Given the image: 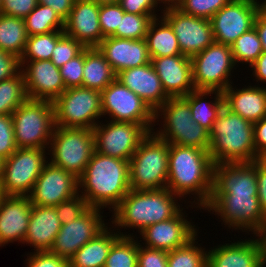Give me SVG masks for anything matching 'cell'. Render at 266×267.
Listing matches in <instances>:
<instances>
[{
    "mask_svg": "<svg viewBox=\"0 0 266 267\" xmlns=\"http://www.w3.org/2000/svg\"><path fill=\"white\" fill-rule=\"evenodd\" d=\"M26 256L25 267H69V260L50 251H33Z\"/></svg>",
    "mask_w": 266,
    "mask_h": 267,
    "instance_id": "48",
    "label": "cell"
},
{
    "mask_svg": "<svg viewBox=\"0 0 266 267\" xmlns=\"http://www.w3.org/2000/svg\"><path fill=\"white\" fill-rule=\"evenodd\" d=\"M250 68V72L252 71V74L250 75L251 79L253 77V80L256 81L254 84H258L257 86L262 85L261 87H264L263 83L266 84V51L261 53Z\"/></svg>",
    "mask_w": 266,
    "mask_h": 267,
    "instance_id": "56",
    "label": "cell"
},
{
    "mask_svg": "<svg viewBox=\"0 0 266 267\" xmlns=\"http://www.w3.org/2000/svg\"><path fill=\"white\" fill-rule=\"evenodd\" d=\"M207 97L213 100H206ZM183 98L190 105L193 120L210 131L218 114L224 107L223 93L219 90L195 89Z\"/></svg>",
    "mask_w": 266,
    "mask_h": 267,
    "instance_id": "31",
    "label": "cell"
},
{
    "mask_svg": "<svg viewBox=\"0 0 266 267\" xmlns=\"http://www.w3.org/2000/svg\"><path fill=\"white\" fill-rule=\"evenodd\" d=\"M195 89L223 92L232 83L235 63L229 45L213 42L202 52L191 57Z\"/></svg>",
    "mask_w": 266,
    "mask_h": 267,
    "instance_id": "12",
    "label": "cell"
},
{
    "mask_svg": "<svg viewBox=\"0 0 266 267\" xmlns=\"http://www.w3.org/2000/svg\"><path fill=\"white\" fill-rule=\"evenodd\" d=\"M20 66L28 99L54 102L66 90L51 60L20 61Z\"/></svg>",
    "mask_w": 266,
    "mask_h": 267,
    "instance_id": "21",
    "label": "cell"
},
{
    "mask_svg": "<svg viewBox=\"0 0 266 267\" xmlns=\"http://www.w3.org/2000/svg\"><path fill=\"white\" fill-rule=\"evenodd\" d=\"M254 27L258 32L263 51H266V4L261 8L255 19Z\"/></svg>",
    "mask_w": 266,
    "mask_h": 267,
    "instance_id": "57",
    "label": "cell"
},
{
    "mask_svg": "<svg viewBox=\"0 0 266 267\" xmlns=\"http://www.w3.org/2000/svg\"><path fill=\"white\" fill-rule=\"evenodd\" d=\"M31 210L29 196H1L0 247L14 242L24 243Z\"/></svg>",
    "mask_w": 266,
    "mask_h": 267,
    "instance_id": "24",
    "label": "cell"
},
{
    "mask_svg": "<svg viewBox=\"0 0 266 267\" xmlns=\"http://www.w3.org/2000/svg\"><path fill=\"white\" fill-rule=\"evenodd\" d=\"M28 36L47 34L64 30V21L49 6L38 4L24 18Z\"/></svg>",
    "mask_w": 266,
    "mask_h": 267,
    "instance_id": "36",
    "label": "cell"
},
{
    "mask_svg": "<svg viewBox=\"0 0 266 267\" xmlns=\"http://www.w3.org/2000/svg\"><path fill=\"white\" fill-rule=\"evenodd\" d=\"M183 201L167 188L131 189L112 211L109 223L121 236H137L146 227L175 217L183 209ZM130 228L133 232L136 229L135 235L121 232Z\"/></svg>",
    "mask_w": 266,
    "mask_h": 267,
    "instance_id": "2",
    "label": "cell"
},
{
    "mask_svg": "<svg viewBox=\"0 0 266 267\" xmlns=\"http://www.w3.org/2000/svg\"><path fill=\"white\" fill-rule=\"evenodd\" d=\"M211 194L257 195L256 160L215 164Z\"/></svg>",
    "mask_w": 266,
    "mask_h": 267,
    "instance_id": "22",
    "label": "cell"
},
{
    "mask_svg": "<svg viewBox=\"0 0 266 267\" xmlns=\"http://www.w3.org/2000/svg\"><path fill=\"white\" fill-rule=\"evenodd\" d=\"M27 99L21 70L14 77L0 82V115H11Z\"/></svg>",
    "mask_w": 266,
    "mask_h": 267,
    "instance_id": "37",
    "label": "cell"
},
{
    "mask_svg": "<svg viewBox=\"0 0 266 267\" xmlns=\"http://www.w3.org/2000/svg\"><path fill=\"white\" fill-rule=\"evenodd\" d=\"M170 143L153 131L141 141L129 160L130 189L158 190L166 188Z\"/></svg>",
    "mask_w": 266,
    "mask_h": 267,
    "instance_id": "6",
    "label": "cell"
},
{
    "mask_svg": "<svg viewBox=\"0 0 266 267\" xmlns=\"http://www.w3.org/2000/svg\"><path fill=\"white\" fill-rule=\"evenodd\" d=\"M64 31L28 36L26 47L20 61L50 60L57 41Z\"/></svg>",
    "mask_w": 266,
    "mask_h": 267,
    "instance_id": "40",
    "label": "cell"
},
{
    "mask_svg": "<svg viewBox=\"0 0 266 267\" xmlns=\"http://www.w3.org/2000/svg\"><path fill=\"white\" fill-rule=\"evenodd\" d=\"M38 4V0H3L0 14L24 19Z\"/></svg>",
    "mask_w": 266,
    "mask_h": 267,
    "instance_id": "50",
    "label": "cell"
},
{
    "mask_svg": "<svg viewBox=\"0 0 266 267\" xmlns=\"http://www.w3.org/2000/svg\"><path fill=\"white\" fill-rule=\"evenodd\" d=\"M224 106L231 112L255 123L266 117V85L260 87L244 85L234 86V82L223 92Z\"/></svg>",
    "mask_w": 266,
    "mask_h": 267,
    "instance_id": "28",
    "label": "cell"
},
{
    "mask_svg": "<svg viewBox=\"0 0 266 267\" xmlns=\"http://www.w3.org/2000/svg\"><path fill=\"white\" fill-rule=\"evenodd\" d=\"M48 148H18L3 160L0 190L6 196H29L44 166Z\"/></svg>",
    "mask_w": 266,
    "mask_h": 267,
    "instance_id": "10",
    "label": "cell"
},
{
    "mask_svg": "<svg viewBox=\"0 0 266 267\" xmlns=\"http://www.w3.org/2000/svg\"><path fill=\"white\" fill-rule=\"evenodd\" d=\"M202 210L215 213L227 231L232 228V232L240 230L245 235L262 236L266 230V215L257 195L211 194Z\"/></svg>",
    "mask_w": 266,
    "mask_h": 267,
    "instance_id": "7",
    "label": "cell"
},
{
    "mask_svg": "<svg viewBox=\"0 0 266 267\" xmlns=\"http://www.w3.org/2000/svg\"><path fill=\"white\" fill-rule=\"evenodd\" d=\"M86 47L75 38L64 34L56 43L52 51L51 61L58 68L62 67L70 59L78 56Z\"/></svg>",
    "mask_w": 266,
    "mask_h": 267,
    "instance_id": "44",
    "label": "cell"
},
{
    "mask_svg": "<svg viewBox=\"0 0 266 267\" xmlns=\"http://www.w3.org/2000/svg\"><path fill=\"white\" fill-rule=\"evenodd\" d=\"M161 16L170 24L183 55L192 57L214 42L211 21L183 13L180 9H169Z\"/></svg>",
    "mask_w": 266,
    "mask_h": 267,
    "instance_id": "18",
    "label": "cell"
},
{
    "mask_svg": "<svg viewBox=\"0 0 266 267\" xmlns=\"http://www.w3.org/2000/svg\"><path fill=\"white\" fill-rule=\"evenodd\" d=\"M209 154L213 164L254 162L260 157L254 147L253 123L225 106L209 131Z\"/></svg>",
    "mask_w": 266,
    "mask_h": 267,
    "instance_id": "4",
    "label": "cell"
},
{
    "mask_svg": "<svg viewBox=\"0 0 266 267\" xmlns=\"http://www.w3.org/2000/svg\"><path fill=\"white\" fill-rule=\"evenodd\" d=\"M2 1H3V0H0V10H1Z\"/></svg>",
    "mask_w": 266,
    "mask_h": 267,
    "instance_id": "62",
    "label": "cell"
},
{
    "mask_svg": "<svg viewBox=\"0 0 266 267\" xmlns=\"http://www.w3.org/2000/svg\"><path fill=\"white\" fill-rule=\"evenodd\" d=\"M20 70V59L0 49V82L14 77Z\"/></svg>",
    "mask_w": 266,
    "mask_h": 267,
    "instance_id": "52",
    "label": "cell"
},
{
    "mask_svg": "<svg viewBox=\"0 0 266 267\" xmlns=\"http://www.w3.org/2000/svg\"><path fill=\"white\" fill-rule=\"evenodd\" d=\"M213 167L208 150L170 144L166 188L201 211L211 196Z\"/></svg>",
    "mask_w": 266,
    "mask_h": 267,
    "instance_id": "1",
    "label": "cell"
},
{
    "mask_svg": "<svg viewBox=\"0 0 266 267\" xmlns=\"http://www.w3.org/2000/svg\"><path fill=\"white\" fill-rule=\"evenodd\" d=\"M61 225L70 223L82 216L90 206L85 198L78 193L72 198L60 202L54 206Z\"/></svg>",
    "mask_w": 266,
    "mask_h": 267,
    "instance_id": "45",
    "label": "cell"
},
{
    "mask_svg": "<svg viewBox=\"0 0 266 267\" xmlns=\"http://www.w3.org/2000/svg\"><path fill=\"white\" fill-rule=\"evenodd\" d=\"M120 236L109 224L69 259V267H104L113 243Z\"/></svg>",
    "mask_w": 266,
    "mask_h": 267,
    "instance_id": "30",
    "label": "cell"
},
{
    "mask_svg": "<svg viewBox=\"0 0 266 267\" xmlns=\"http://www.w3.org/2000/svg\"><path fill=\"white\" fill-rule=\"evenodd\" d=\"M199 233L185 245L167 252L168 267H207L208 250L198 244Z\"/></svg>",
    "mask_w": 266,
    "mask_h": 267,
    "instance_id": "35",
    "label": "cell"
},
{
    "mask_svg": "<svg viewBox=\"0 0 266 267\" xmlns=\"http://www.w3.org/2000/svg\"><path fill=\"white\" fill-rule=\"evenodd\" d=\"M38 3L49 6L65 21L73 9L75 0H38Z\"/></svg>",
    "mask_w": 266,
    "mask_h": 267,
    "instance_id": "55",
    "label": "cell"
},
{
    "mask_svg": "<svg viewBox=\"0 0 266 267\" xmlns=\"http://www.w3.org/2000/svg\"><path fill=\"white\" fill-rule=\"evenodd\" d=\"M2 167H3V160L0 158V181L2 176Z\"/></svg>",
    "mask_w": 266,
    "mask_h": 267,
    "instance_id": "60",
    "label": "cell"
},
{
    "mask_svg": "<svg viewBox=\"0 0 266 267\" xmlns=\"http://www.w3.org/2000/svg\"><path fill=\"white\" fill-rule=\"evenodd\" d=\"M266 0H231L210 19L214 41L232 45L254 27L255 19Z\"/></svg>",
    "mask_w": 266,
    "mask_h": 267,
    "instance_id": "15",
    "label": "cell"
},
{
    "mask_svg": "<svg viewBox=\"0 0 266 267\" xmlns=\"http://www.w3.org/2000/svg\"><path fill=\"white\" fill-rule=\"evenodd\" d=\"M262 237H263V240L265 242V255H266V230H265L264 234L262 235Z\"/></svg>",
    "mask_w": 266,
    "mask_h": 267,
    "instance_id": "61",
    "label": "cell"
},
{
    "mask_svg": "<svg viewBox=\"0 0 266 267\" xmlns=\"http://www.w3.org/2000/svg\"><path fill=\"white\" fill-rule=\"evenodd\" d=\"M116 79L139 96L154 112L169 99L152 63L124 69L117 73Z\"/></svg>",
    "mask_w": 266,
    "mask_h": 267,
    "instance_id": "27",
    "label": "cell"
},
{
    "mask_svg": "<svg viewBox=\"0 0 266 267\" xmlns=\"http://www.w3.org/2000/svg\"><path fill=\"white\" fill-rule=\"evenodd\" d=\"M182 2L183 0H156L157 5H160L159 8L161 7V13L165 10L179 8Z\"/></svg>",
    "mask_w": 266,
    "mask_h": 267,
    "instance_id": "58",
    "label": "cell"
},
{
    "mask_svg": "<svg viewBox=\"0 0 266 267\" xmlns=\"http://www.w3.org/2000/svg\"><path fill=\"white\" fill-rule=\"evenodd\" d=\"M137 236H120L112 245L104 267H137Z\"/></svg>",
    "mask_w": 266,
    "mask_h": 267,
    "instance_id": "39",
    "label": "cell"
},
{
    "mask_svg": "<svg viewBox=\"0 0 266 267\" xmlns=\"http://www.w3.org/2000/svg\"><path fill=\"white\" fill-rule=\"evenodd\" d=\"M60 228L61 223L54 206L32 205L23 244L32 247L31 250H34V252L50 251Z\"/></svg>",
    "mask_w": 266,
    "mask_h": 267,
    "instance_id": "29",
    "label": "cell"
},
{
    "mask_svg": "<svg viewBox=\"0 0 266 267\" xmlns=\"http://www.w3.org/2000/svg\"><path fill=\"white\" fill-rule=\"evenodd\" d=\"M103 117L115 122L154 125L155 112L139 96L115 79L101 92Z\"/></svg>",
    "mask_w": 266,
    "mask_h": 267,
    "instance_id": "14",
    "label": "cell"
},
{
    "mask_svg": "<svg viewBox=\"0 0 266 267\" xmlns=\"http://www.w3.org/2000/svg\"><path fill=\"white\" fill-rule=\"evenodd\" d=\"M230 47L236 67L241 64L243 66L248 64L250 67L263 52L262 43L255 27L240 35Z\"/></svg>",
    "mask_w": 266,
    "mask_h": 267,
    "instance_id": "38",
    "label": "cell"
},
{
    "mask_svg": "<svg viewBox=\"0 0 266 267\" xmlns=\"http://www.w3.org/2000/svg\"><path fill=\"white\" fill-rule=\"evenodd\" d=\"M156 122L154 125L159 127L153 132L170 144L209 150V131L193 120L190 105L183 97L169 98L155 112Z\"/></svg>",
    "mask_w": 266,
    "mask_h": 267,
    "instance_id": "5",
    "label": "cell"
},
{
    "mask_svg": "<svg viewBox=\"0 0 266 267\" xmlns=\"http://www.w3.org/2000/svg\"><path fill=\"white\" fill-rule=\"evenodd\" d=\"M154 19L152 15H137L124 12L120 22V29L112 37L125 38L130 40L145 39L148 27Z\"/></svg>",
    "mask_w": 266,
    "mask_h": 267,
    "instance_id": "41",
    "label": "cell"
},
{
    "mask_svg": "<svg viewBox=\"0 0 266 267\" xmlns=\"http://www.w3.org/2000/svg\"><path fill=\"white\" fill-rule=\"evenodd\" d=\"M105 122V123H104ZM94 128L95 151L100 154L129 161L141 141L155 125L115 122L105 119Z\"/></svg>",
    "mask_w": 266,
    "mask_h": 267,
    "instance_id": "13",
    "label": "cell"
},
{
    "mask_svg": "<svg viewBox=\"0 0 266 267\" xmlns=\"http://www.w3.org/2000/svg\"><path fill=\"white\" fill-rule=\"evenodd\" d=\"M145 40L150 58L183 55L172 27L162 16L151 21Z\"/></svg>",
    "mask_w": 266,
    "mask_h": 267,
    "instance_id": "33",
    "label": "cell"
},
{
    "mask_svg": "<svg viewBox=\"0 0 266 267\" xmlns=\"http://www.w3.org/2000/svg\"><path fill=\"white\" fill-rule=\"evenodd\" d=\"M231 0H183L178 9L195 17L211 19Z\"/></svg>",
    "mask_w": 266,
    "mask_h": 267,
    "instance_id": "42",
    "label": "cell"
},
{
    "mask_svg": "<svg viewBox=\"0 0 266 267\" xmlns=\"http://www.w3.org/2000/svg\"><path fill=\"white\" fill-rule=\"evenodd\" d=\"M100 4L93 0H75L64 21V34L75 38L85 47H97L104 39L99 24Z\"/></svg>",
    "mask_w": 266,
    "mask_h": 267,
    "instance_id": "25",
    "label": "cell"
},
{
    "mask_svg": "<svg viewBox=\"0 0 266 267\" xmlns=\"http://www.w3.org/2000/svg\"><path fill=\"white\" fill-rule=\"evenodd\" d=\"M84 69V50L59 68L65 88L82 86Z\"/></svg>",
    "mask_w": 266,
    "mask_h": 267,
    "instance_id": "46",
    "label": "cell"
},
{
    "mask_svg": "<svg viewBox=\"0 0 266 267\" xmlns=\"http://www.w3.org/2000/svg\"><path fill=\"white\" fill-rule=\"evenodd\" d=\"M11 118L17 148H49L56 127L53 102L27 99Z\"/></svg>",
    "mask_w": 266,
    "mask_h": 267,
    "instance_id": "9",
    "label": "cell"
},
{
    "mask_svg": "<svg viewBox=\"0 0 266 267\" xmlns=\"http://www.w3.org/2000/svg\"><path fill=\"white\" fill-rule=\"evenodd\" d=\"M254 147L260 158H266V117L253 123Z\"/></svg>",
    "mask_w": 266,
    "mask_h": 267,
    "instance_id": "54",
    "label": "cell"
},
{
    "mask_svg": "<svg viewBox=\"0 0 266 267\" xmlns=\"http://www.w3.org/2000/svg\"><path fill=\"white\" fill-rule=\"evenodd\" d=\"M137 267H168L167 252L145 247L138 241Z\"/></svg>",
    "mask_w": 266,
    "mask_h": 267,
    "instance_id": "49",
    "label": "cell"
},
{
    "mask_svg": "<svg viewBox=\"0 0 266 267\" xmlns=\"http://www.w3.org/2000/svg\"><path fill=\"white\" fill-rule=\"evenodd\" d=\"M78 183L90 207L112 212L131 190L129 161L94 151Z\"/></svg>",
    "mask_w": 266,
    "mask_h": 267,
    "instance_id": "3",
    "label": "cell"
},
{
    "mask_svg": "<svg viewBox=\"0 0 266 267\" xmlns=\"http://www.w3.org/2000/svg\"><path fill=\"white\" fill-rule=\"evenodd\" d=\"M119 4L125 12L131 14L152 15L154 18H157L162 14L158 13L161 8H158L156 0H120Z\"/></svg>",
    "mask_w": 266,
    "mask_h": 267,
    "instance_id": "51",
    "label": "cell"
},
{
    "mask_svg": "<svg viewBox=\"0 0 266 267\" xmlns=\"http://www.w3.org/2000/svg\"><path fill=\"white\" fill-rule=\"evenodd\" d=\"M250 237L233 242L228 240L231 243L223 242L207 249V267H266L263 237Z\"/></svg>",
    "mask_w": 266,
    "mask_h": 267,
    "instance_id": "17",
    "label": "cell"
},
{
    "mask_svg": "<svg viewBox=\"0 0 266 267\" xmlns=\"http://www.w3.org/2000/svg\"><path fill=\"white\" fill-rule=\"evenodd\" d=\"M112 66L97 47L84 49V69L82 87L102 92L116 79Z\"/></svg>",
    "mask_w": 266,
    "mask_h": 267,
    "instance_id": "32",
    "label": "cell"
},
{
    "mask_svg": "<svg viewBox=\"0 0 266 267\" xmlns=\"http://www.w3.org/2000/svg\"><path fill=\"white\" fill-rule=\"evenodd\" d=\"M55 126L93 129L102 119L101 92L67 88L54 102Z\"/></svg>",
    "mask_w": 266,
    "mask_h": 267,
    "instance_id": "11",
    "label": "cell"
},
{
    "mask_svg": "<svg viewBox=\"0 0 266 267\" xmlns=\"http://www.w3.org/2000/svg\"><path fill=\"white\" fill-rule=\"evenodd\" d=\"M257 197L266 215V158L256 159Z\"/></svg>",
    "mask_w": 266,
    "mask_h": 267,
    "instance_id": "53",
    "label": "cell"
},
{
    "mask_svg": "<svg viewBox=\"0 0 266 267\" xmlns=\"http://www.w3.org/2000/svg\"><path fill=\"white\" fill-rule=\"evenodd\" d=\"M164 92L169 98L184 97L195 90L191 57L186 55L151 58Z\"/></svg>",
    "mask_w": 266,
    "mask_h": 267,
    "instance_id": "23",
    "label": "cell"
},
{
    "mask_svg": "<svg viewBox=\"0 0 266 267\" xmlns=\"http://www.w3.org/2000/svg\"><path fill=\"white\" fill-rule=\"evenodd\" d=\"M97 4L119 3L120 0H93Z\"/></svg>",
    "mask_w": 266,
    "mask_h": 267,
    "instance_id": "59",
    "label": "cell"
},
{
    "mask_svg": "<svg viewBox=\"0 0 266 267\" xmlns=\"http://www.w3.org/2000/svg\"><path fill=\"white\" fill-rule=\"evenodd\" d=\"M27 39L28 34L23 18L0 14V49L20 59Z\"/></svg>",
    "mask_w": 266,
    "mask_h": 267,
    "instance_id": "34",
    "label": "cell"
},
{
    "mask_svg": "<svg viewBox=\"0 0 266 267\" xmlns=\"http://www.w3.org/2000/svg\"><path fill=\"white\" fill-rule=\"evenodd\" d=\"M103 212L104 209L90 207L78 219L61 225L50 252L69 260L110 224L104 221Z\"/></svg>",
    "mask_w": 266,
    "mask_h": 267,
    "instance_id": "16",
    "label": "cell"
},
{
    "mask_svg": "<svg viewBox=\"0 0 266 267\" xmlns=\"http://www.w3.org/2000/svg\"><path fill=\"white\" fill-rule=\"evenodd\" d=\"M185 209H182L173 218L146 227L138 234L140 237L137 238L142 239L139 240L140 244L166 252L185 245L198 233L200 228H197L195 222H191L192 220L188 221Z\"/></svg>",
    "mask_w": 266,
    "mask_h": 267,
    "instance_id": "19",
    "label": "cell"
},
{
    "mask_svg": "<svg viewBox=\"0 0 266 267\" xmlns=\"http://www.w3.org/2000/svg\"><path fill=\"white\" fill-rule=\"evenodd\" d=\"M115 73L151 63L145 39L105 37L97 46Z\"/></svg>",
    "mask_w": 266,
    "mask_h": 267,
    "instance_id": "26",
    "label": "cell"
},
{
    "mask_svg": "<svg viewBox=\"0 0 266 267\" xmlns=\"http://www.w3.org/2000/svg\"><path fill=\"white\" fill-rule=\"evenodd\" d=\"M124 12L119 3L100 4L99 24L104 38L112 36L120 29Z\"/></svg>",
    "mask_w": 266,
    "mask_h": 267,
    "instance_id": "43",
    "label": "cell"
},
{
    "mask_svg": "<svg viewBox=\"0 0 266 267\" xmlns=\"http://www.w3.org/2000/svg\"><path fill=\"white\" fill-rule=\"evenodd\" d=\"M78 193V178L48 162L37 178L29 198L35 206H56Z\"/></svg>",
    "mask_w": 266,
    "mask_h": 267,
    "instance_id": "20",
    "label": "cell"
},
{
    "mask_svg": "<svg viewBox=\"0 0 266 267\" xmlns=\"http://www.w3.org/2000/svg\"><path fill=\"white\" fill-rule=\"evenodd\" d=\"M95 151L93 129L56 126L48 148L49 162L80 178Z\"/></svg>",
    "mask_w": 266,
    "mask_h": 267,
    "instance_id": "8",
    "label": "cell"
},
{
    "mask_svg": "<svg viewBox=\"0 0 266 267\" xmlns=\"http://www.w3.org/2000/svg\"><path fill=\"white\" fill-rule=\"evenodd\" d=\"M17 149L11 115H0V158L7 159Z\"/></svg>",
    "mask_w": 266,
    "mask_h": 267,
    "instance_id": "47",
    "label": "cell"
}]
</instances>
